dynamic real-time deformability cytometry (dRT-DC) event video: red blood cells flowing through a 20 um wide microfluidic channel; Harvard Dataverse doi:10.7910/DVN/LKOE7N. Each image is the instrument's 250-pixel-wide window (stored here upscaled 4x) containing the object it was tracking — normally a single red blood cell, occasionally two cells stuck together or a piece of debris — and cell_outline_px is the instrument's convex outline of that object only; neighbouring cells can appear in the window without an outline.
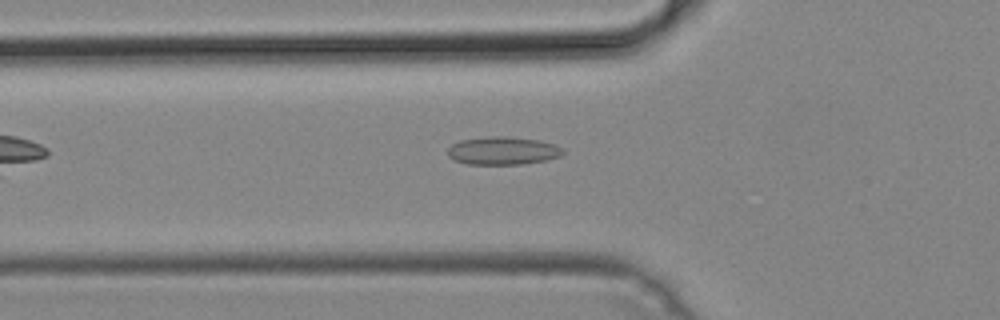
{"species": "common noctule bat (a hibernating species)", "species_latin": "Nyctalus noctula", "temperature_condition": "cold", "stored_images_in_passage": 23, "camera_frame_rate_fps": 3000, "um_per_image_px": 0.085, "animal": {"sex": "male", "body_mass_g": 19.2, "forearm_length_mm": 51.8}, "frame": {"image": 1, "passage_image": 2, "time_ms": 0.333, "image_size_px": [1000, 320], "cell_outline_px": [[564, 152], [560, 156], [548, 160], [524, 164], [468, 164], [452, 160], [448, 156], [448, 148], [452, 144], [460, 140], [488, 136], [504, 136], [540, 140], [556, 144], [564, 148]], "centroid_in_image_um": [42.76, 12.81], "position_along_channel_um": 83.0, "area_um2": 19.07}}
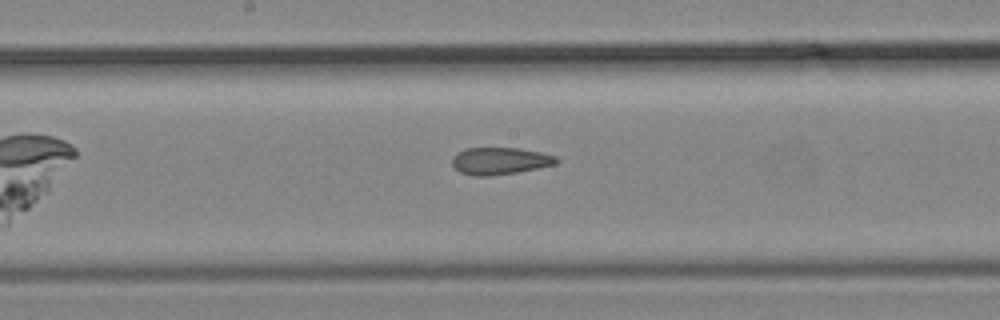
{"frame": {"image": 2, "passage_image": 11, "time_ms": 3.333, "image_size_px": [1000, 320], "cell_outline_px": [[560, 160], [556, 164], [516, 172], [488, 176], [476, 176], [460, 172], [452, 164], [452, 156], [456, 152], [468, 148], [520, 148], [540, 152], [556, 156]], "centroid_in_image_um": [42.49, 13.67], "position_along_channel_um": 205.7, "area_um2": 16.42}}
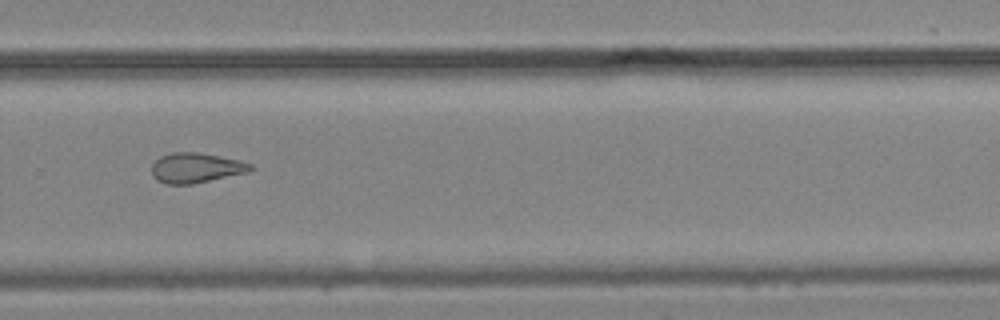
{"frame": {"image": 3, "passage_image": 19, "time_ms": 6.0, "image_size_px": [1000, 320], "cell_outline_px": [[252, 168], [248, 172], [192, 184], [168, 184], [156, 180], [152, 176], [152, 164], [160, 156], [172, 152], [196, 152], [240, 160], [252, 164]], "centroid_in_image_um": [16.62, 14.26], "position_along_channel_um": 313.2, "area_um2": 17.17}}